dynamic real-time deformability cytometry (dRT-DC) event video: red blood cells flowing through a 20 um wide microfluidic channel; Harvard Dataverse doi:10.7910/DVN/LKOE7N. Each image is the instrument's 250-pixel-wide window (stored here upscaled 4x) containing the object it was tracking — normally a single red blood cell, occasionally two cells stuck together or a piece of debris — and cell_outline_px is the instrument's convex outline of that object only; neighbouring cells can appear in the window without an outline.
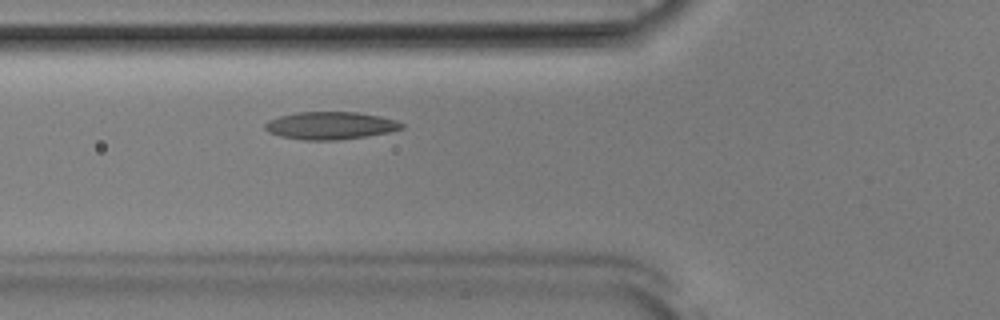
{"species": "Egyptian fruit bat (a non-hibernating species)", "species_latin": "Rousettus aegyptiacus", "temperature_condition": "room temperature", "stored_images_in_passage": 39, "camera_frame_rate_fps": 3000, "um_per_image_px": 0.085, "animal": {"sex": "male"}, "frame": {"image": 1, "passage_image": 7, "time_ms": 2.0, "image_size_px": [1000, 320], "cell_outline_px": [[404, 128], [388, 132], [340, 140], [304, 140], [280, 136], [268, 132], [264, 128], [264, 124], [268, 120], [280, 116], [296, 112], [356, 112], [380, 116], [396, 120], [404, 124]], "centroid_in_image_um": [28.06, 10.67], "position_along_channel_um": 97.7, "area_um2": 21.96}}
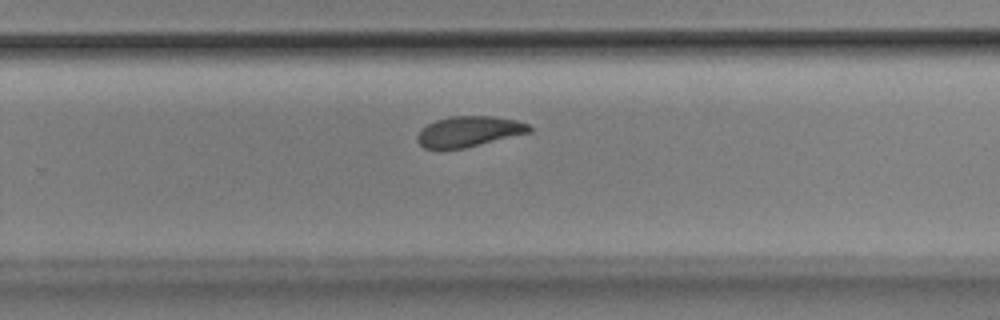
{"frame": {"image": 2, "passage_image": 22, "time_ms": 7.0, "image_size_px": [1000, 320], "cell_outline_px": [[532, 132], [464, 148], [424, 148], [416, 140], [416, 136], [420, 128], [436, 120], [448, 116], [496, 116], [516, 120], [528, 124], [532, 128]], "centroid_in_image_um": [39.86, 11.16], "position_along_channel_um": 289.9, "area_um2": 20.0}}
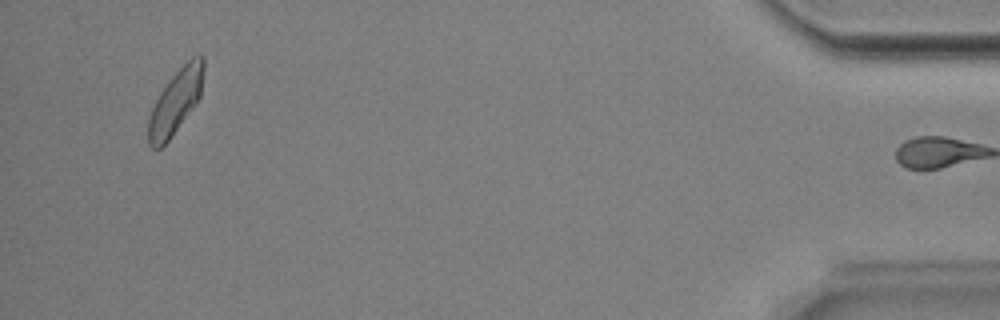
{"frame": {"image": 3, "passage_image": 38, "time_ms": 12.333, "image_size_px": [1000, 320], "cell_outline_px": [[204, 68], [200, 96], [168, 140], [160, 148], [152, 148], [148, 144], [148, 120], [152, 108], [160, 92], [172, 76], [192, 56], [200, 52], [204, 56]], "centroid_in_image_um": [14.93, 8.59], "position_along_channel_um": 420.3, "area_um2": 20.17}, "authors_computed_cell_mechanics": {"area_um2": 20.4612, "velocity_mm_per_s": 3.8531, "shape_relaxation_time_tau1_ms": 3.9785, "shape_relaxation_time_tau2_ms": 3.9993, "deformation_change_tau1": 0.1132, "deformation_change_tau2": 0.0877}}